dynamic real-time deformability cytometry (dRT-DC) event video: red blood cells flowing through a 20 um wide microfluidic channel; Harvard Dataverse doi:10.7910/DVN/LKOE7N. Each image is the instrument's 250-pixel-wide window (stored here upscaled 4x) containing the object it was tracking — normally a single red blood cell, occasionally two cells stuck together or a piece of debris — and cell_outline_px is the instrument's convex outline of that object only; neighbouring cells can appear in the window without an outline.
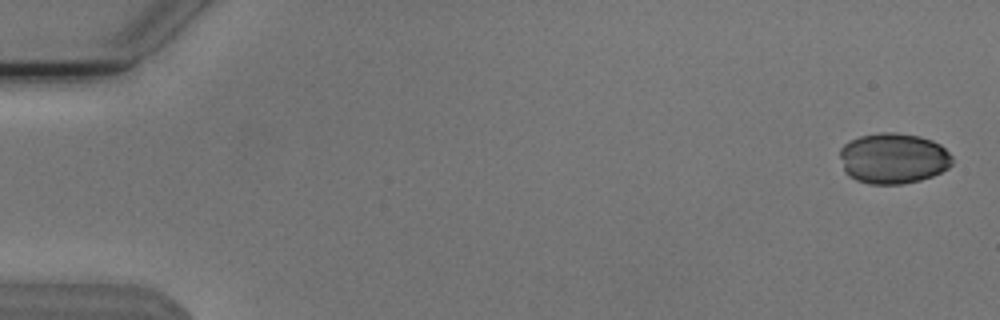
{"species": "Egyptian fruit bat (a non-hibernating species)", "species_latin": "Rousettus aegyptiacus", "temperature_condition": "cold", "stored_images_in_passage": 9, "camera_frame_rate_fps": 3000, "um_per_image_px": 0.085, "animal": {"sex": "male"}, "frame": {"image": 1, "passage_image": 1, "time_ms": 0.0, "image_size_px": [1000, 320], "cell_outline_px": [[952, 164], [948, 168], [932, 176], [920, 180], [900, 184], [868, 184], [856, 180], [848, 176], [844, 172], [840, 156], [840, 148], [844, 144], [860, 136], [880, 132], [892, 132], [920, 136], [932, 140], [940, 144], [952, 156]], "centroid_in_image_um": [75.92, 13.46], "position_along_channel_um": 9.1, "area_um2": 33.29}}